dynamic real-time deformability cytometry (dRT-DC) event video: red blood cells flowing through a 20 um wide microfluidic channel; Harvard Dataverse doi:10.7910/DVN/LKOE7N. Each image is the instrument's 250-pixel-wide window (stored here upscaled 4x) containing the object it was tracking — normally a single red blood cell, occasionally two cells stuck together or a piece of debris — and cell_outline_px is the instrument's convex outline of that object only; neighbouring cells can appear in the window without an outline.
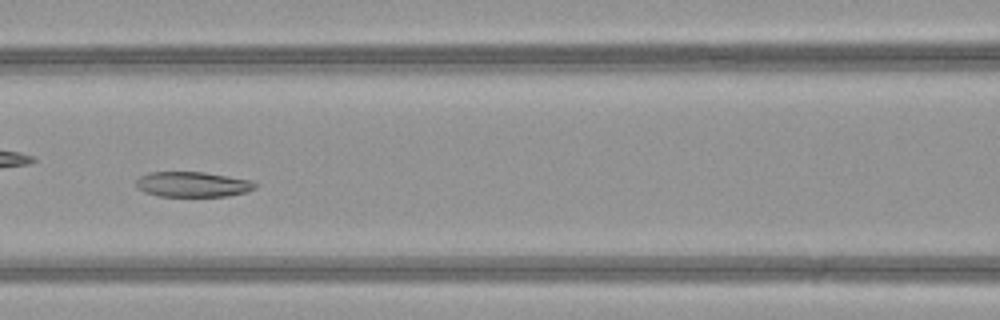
{"species": "common noctule bat (a hibernating species)", "species_latin": "Nyctalus noctula", "temperature_condition": "warm", "stored_images_in_passage": 46, "camera_frame_rate_fps": 3000, "um_per_image_px": 0.085, "animal": {"sex": "female", "body_mass_g": 21.9}, "frame": {"image": 1, "passage_image": 20, "time_ms": 6.333, "image_size_px": [1000, 320], "cell_outline_px": [[256, 188], [244, 192], [228, 196], [160, 196], [144, 192], [136, 188], [136, 180], [140, 176], [148, 172], [204, 172], [228, 176], [248, 180], [256, 184]], "centroid_in_image_um": [16.32, 15.67], "position_along_channel_um": 150.3, "area_um2": 17.4}, "authors_computed_cell_mechanics": {"area_um2": 20.9814, "velocity_mm_per_s": 4.1649, "shape_relaxation_time_tau1_ms": null, "shape_relaxation_time_tau2_ms": 3.9795, "deformation_change_tau1": null, "deformation_change_tau2": 0.1046}}